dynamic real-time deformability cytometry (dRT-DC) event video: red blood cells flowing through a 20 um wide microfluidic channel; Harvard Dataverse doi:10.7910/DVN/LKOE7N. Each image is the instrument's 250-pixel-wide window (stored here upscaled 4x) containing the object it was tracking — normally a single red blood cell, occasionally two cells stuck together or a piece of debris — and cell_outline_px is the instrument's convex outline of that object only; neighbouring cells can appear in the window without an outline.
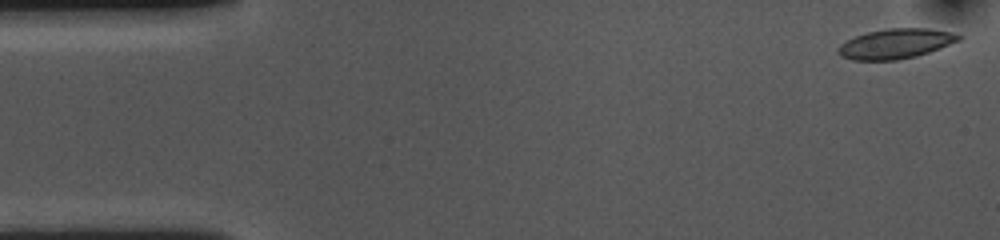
{"species": "common noctule bat (a hibernating species)", "species_latin": "Nyctalus noctula", "temperature_condition": "cold", "stored_images_in_passage": 54, "camera_frame_rate_fps": 3000, "um_per_image_px": 0.085, "animal": {"sex": "female", "body_mass_g": 10.0, "forearm_length_mm": 53.1}, "frame": {"image": 1, "passage_image": 1, "time_ms": 0.0, "image_size_px": [1000, 240], "cell_outline_px": [[964, 36], [960, 40], [940, 48], [916, 56], [896, 60], [852, 60], [840, 56], [836, 52], [840, 44], [856, 36], [868, 32], [888, 28], [928, 28], [948, 32]], "centroid_in_image_um": [76.11, 3.72], "position_along_channel_um": 8.9, "area_um2": 20.87}}
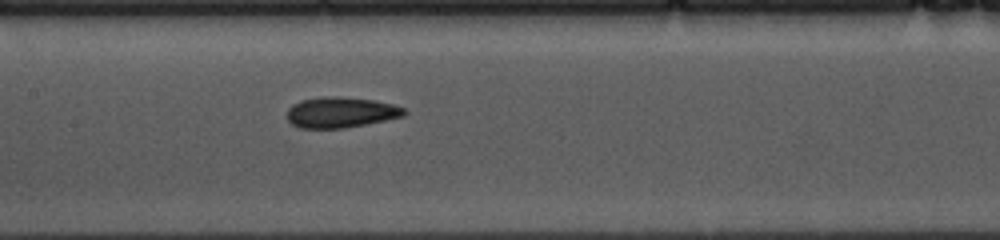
{"frame": {"image": 2, "passage_image": 24, "time_ms": 7.667, "image_size_px": [1000, 240], "cell_outline_px": [[408, 112], [404, 116], [344, 128], [300, 128], [292, 124], [288, 120], [288, 108], [292, 104], [300, 100], [328, 96], [336, 96], [372, 100], [392, 104], [404, 108]], "centroid_in_image_um": [28.95, 9.55], "position_along_channel_um": 178.5, "area_um2": 20.75}}
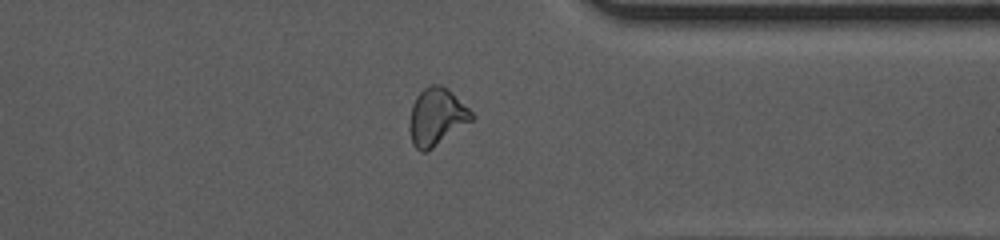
{"frame": {"image": 3, "passage_image": 41, "time_ms": 13.333, "image_size_px": [1000, 240], "cell_outline_px": [[476, 116], [472, 120], [432, 148], [424, 152], [420, 152], [412, 144], [408, 128], [408, 124], [412, 104], [416, 96], [428, 84], [440, 84], [448, 88]], "centroid_in_image_um": [37.07, 9.91], "position_along_channel_um": 374.3, "area_um2": 20.81}, "authors_computed_cell_mechanics": {"area_um2": 20.8658, "velocity_mm_per_s": 3.5921, "shape_relaxation_time_tau1_ms": null, "shape_relaxation_time_tau2_ms": 2.7862, "deformation_change_tau1": null, "deformation_change_tau2": 0.0944}}